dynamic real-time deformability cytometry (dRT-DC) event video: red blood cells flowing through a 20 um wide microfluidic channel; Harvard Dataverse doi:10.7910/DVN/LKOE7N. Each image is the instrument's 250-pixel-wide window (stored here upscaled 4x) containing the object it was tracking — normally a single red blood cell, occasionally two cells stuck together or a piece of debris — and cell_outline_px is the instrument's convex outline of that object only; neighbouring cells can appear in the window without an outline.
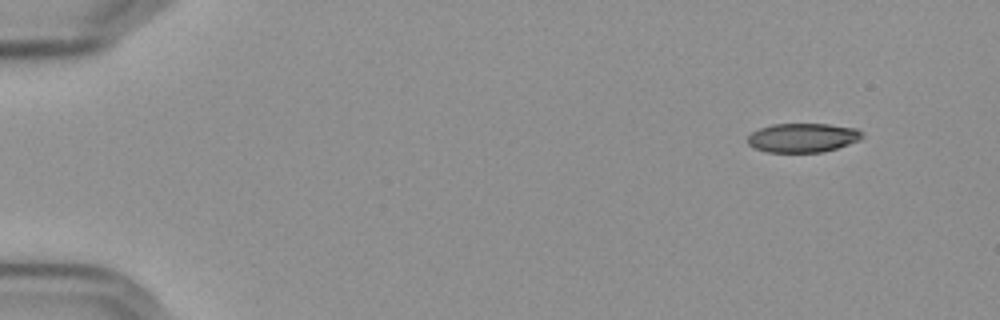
{"species": "Egyptian fruit bat (a non-hibernating species)", "species_latin": "Rousettus aegyptiacus", "temperature_condition": "cold", "stored_images_in_passage": 52, "camera_frame_rate_fps": 3000, "um_per_image_px": 0.085, "frame": {"image": 1, "passage_image": 1, "time_ms": 0.0, "image_size_px": [1000, 320], "cell_outline_px": [[864, 136], [860, 140], [824, 152], [768, 152], [756, 148], [748, 144], [748, 136], [752, 132], [760, 128], [772, 124], [828, 124], [856, 128]], "centroid_in_image_um": [68.24, 11.7], "position_along_channel_um": 16.8, "area_um2": 19.31}}
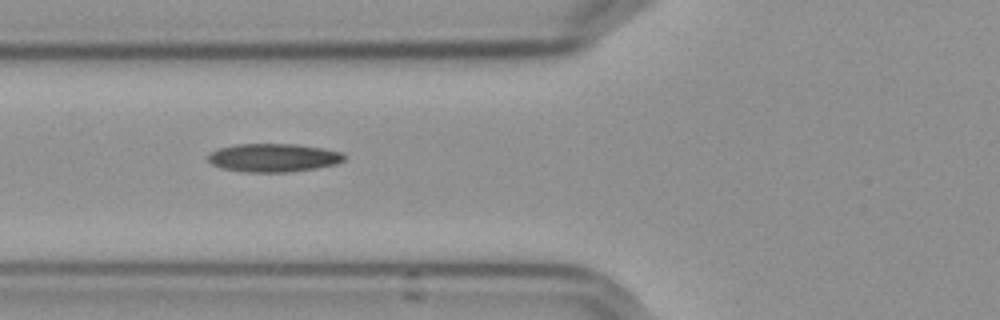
{"frame": {"image": 2, "passage_image": 18, "time_ms": 5.667, "image_size_px": [1000, 320], "cell_outline_px": [[344, 160], [336, 164], [316, 168], [288, 172], [244, 172], [220, 168], [212, 164], [208, 160], [208, 156], [212, 152], [220, 148], [236, 144], [296, 144], [324, 148], [340, 152], [344, 156]], "centroid_in_image_um": [23.23, 13.41], "position_along_channel_um": 102.6, "area_um2": 22.43}}
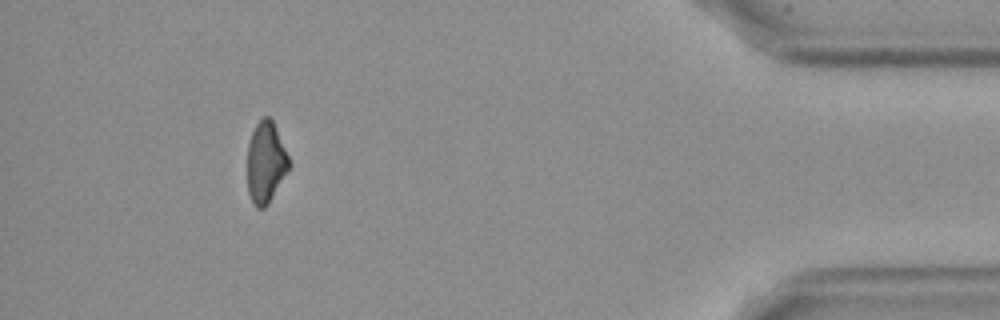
{"frame": {"image": 3, "passage_image": 48, "time_ms": 15.667, "image_size_px": [1000, 320], "cell_outline_px": [[292, 164], [268, 204], [264, 208], [256, 208], [248, 192], [248, 144], [252, 132], [256, 124], [264, 116], [268, 116], [272, 120], [276, 128]], "centroid_in_image_um": [22.6, 13.8], "position_along_channel_um": 412.6, "area_um2": 19.59}}